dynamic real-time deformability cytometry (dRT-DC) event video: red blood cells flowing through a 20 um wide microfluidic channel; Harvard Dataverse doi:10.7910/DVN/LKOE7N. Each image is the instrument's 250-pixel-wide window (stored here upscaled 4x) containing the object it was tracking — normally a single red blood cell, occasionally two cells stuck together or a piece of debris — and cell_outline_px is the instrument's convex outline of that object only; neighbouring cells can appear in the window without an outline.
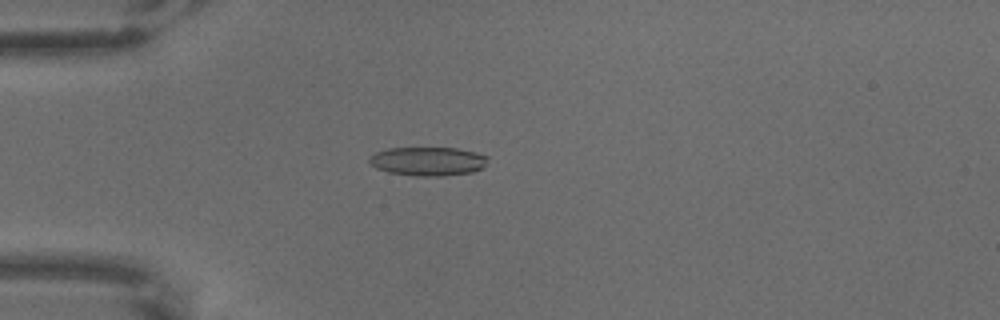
{"species": "common noctule bat (a hibernating species)", "species_latin": "Nyctalus noctula", "temperature_condition": "warm", "stored_images_in_passage": 7, "camera_frame_rate_fps": 3000, "um_per_image_px": 0.085, "animal": {"sex": "male", "body_mass_g": 18.8}, "frame": {"image": 1, "passage_image": 6, "time_ms": 1.667, "image_size_px": [1000, 320], "cell_outline_px": [[488, 160], [480, 168], [472, 172], [444, 176], [416, 176], [388, 172], [376, 168], [368, 160], [368, 156], [376, 152], [388, 148], [456, 148], [476, 152], [488, 156]], "centroid_in_image_um": [36.35, 13.71], "position_along_channel_um": 48.6, "area_um2": 19.88}}